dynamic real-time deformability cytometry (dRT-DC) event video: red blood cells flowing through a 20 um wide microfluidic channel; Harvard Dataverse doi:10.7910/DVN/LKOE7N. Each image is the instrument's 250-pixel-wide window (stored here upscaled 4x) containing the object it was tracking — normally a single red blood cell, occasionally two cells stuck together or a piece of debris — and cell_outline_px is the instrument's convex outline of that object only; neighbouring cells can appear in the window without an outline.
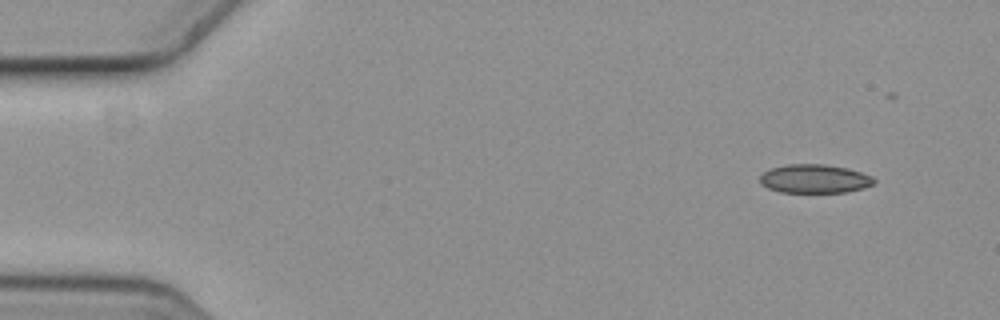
{"species": "common noctule bat (a hibernating species)", "species_latin": "Nyctalus noctula", "temperature_condition": "cold", "stored_images_in_passage": 13, "segment_of_instrument_passage": [1, 2], "camera_frame_rate_fps": 3000, "um_per_image_px": 0.085, "animal": {"sex": "female", "body_mass_g": 19.3, "forearm_length_mm": 54.1}, "frame": {"image": 1, "passage_image": 1, "time_ms": 0.0, "image_size_px": [1000, 320], "cell_outline_px": [[876, 180], [872, 184], [864, 188], [844, 192], [780, 192], [768, 188], [760, 184], [760, 176], [764, 172], [772, 168], [788, 164], [824, 164], [848, 168], [872, 176]], "centroid_in_image_um": [69.23, 15.19], "position_along_channel_um": 15.8, "area_um2": 19.02}}
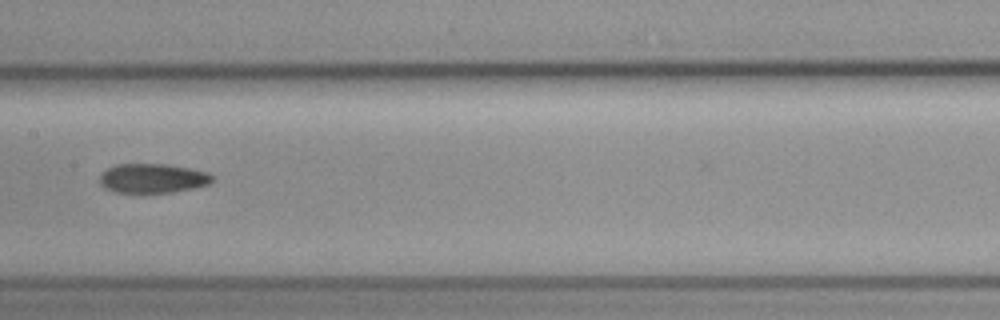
{"frame": {"image": 2, "passage_image": 7, "time_ms": 2.0, "image_size_px": [1000, 320], "cell_outline_px": [[212, 180], [208, 184], [192, 188], [172, 192], [144, 196], [116, 192], [100, 184], [100, 176], [108, 168], [116, 164], [168, 164], [208, 172], [212, 176]], "centroid_in_image_um": [12.95, 15.19], "position_along_channel_um": 194.5, "area_um2": 19.71}}
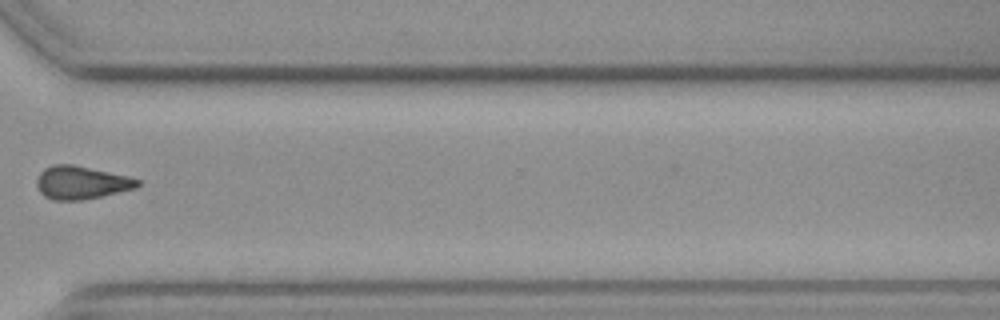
{"frame": {"image": 3, "passage_image": 11, "time_ms": 3.333, "image_size_px": [1000, 320], "cell_outline_px": [[140, 184], [136, 188], [100, 196], [80, 200], [52, 200], [44, 196], [40, 192], [36, 184], [36, 180], [40, 172], [44, 168], [52, 164], [72, 164], [128, 176], [140, 180]], "centroid_in_image_um": [6.87, 15.51], "position_along_channel_um": 363.7, "area_um2": 19.36}}